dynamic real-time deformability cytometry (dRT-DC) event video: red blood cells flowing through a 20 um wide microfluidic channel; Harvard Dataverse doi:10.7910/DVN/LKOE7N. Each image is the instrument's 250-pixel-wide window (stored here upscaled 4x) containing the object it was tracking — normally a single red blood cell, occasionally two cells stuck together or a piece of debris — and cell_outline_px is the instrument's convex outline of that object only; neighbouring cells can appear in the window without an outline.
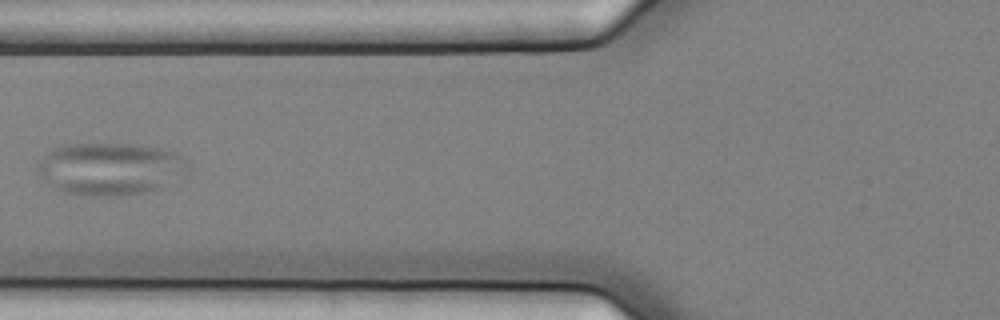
{"species": "common noctule bat (a hibernating species)", "species_latin": "Nyctalus noctula", "temperature_condition": "cold", "stored_images_in_passage": 9, "segment_of_instrument_passage": [2, 2], "camera_frame_rate_fps": 3000, "um_per_image_px": 0.085, "animal": {"sex": "female", "body_mass_g": 25.1}, "frame": {"image": 1, "passage_image": 6, "time_ms": 1.667, "image_size_px": [1000, 320], "cell_outline_px": [[188, 172], [160, 188], [144, 192], [64, 192], [52, 188], [36, 172], [36, 164], [52, 148], [64, 144], [136, 144], [156, 148], [172, 152], [180, 156], [184, 160], [188, 168]], "centroid_in_image_um": [9.31, 14.28], "position_along_channel_um": 116.5, "area_um2": 44.39}}